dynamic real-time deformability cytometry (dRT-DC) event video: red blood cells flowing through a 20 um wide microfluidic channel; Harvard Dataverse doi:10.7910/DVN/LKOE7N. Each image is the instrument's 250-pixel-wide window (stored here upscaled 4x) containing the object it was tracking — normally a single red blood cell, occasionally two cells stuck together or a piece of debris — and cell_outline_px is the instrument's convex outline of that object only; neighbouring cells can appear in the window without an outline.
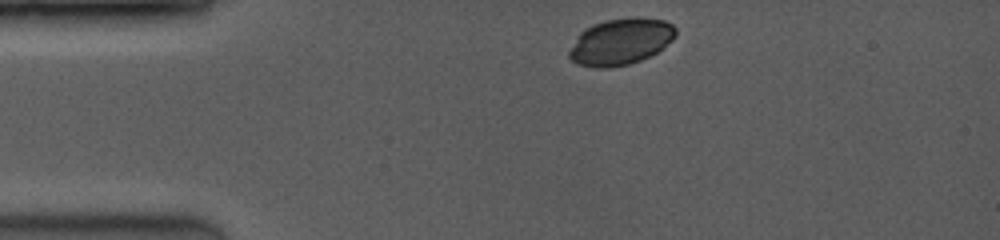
{"species": "common noctule bat (a hibernating species)", "species_latin": "Nyctalus noctula", "temperature_condition": "room temperature", "stored_images_in_passage": 3, "camera_frame_rate_fps": 3500, "um_per_image_px": 0.085, "animal": {"sex": "female", "body_mass_g": 19.0, "forearm_length_mm": 53.3}, "frame": {"image": 1, "passage_image": 1, "time_ms": 0.0, "image_size_px": [1000, 240], "cell_outline_px": [[676, 36], [672, 40], [656, 52], [640, 60], [628, 64], [608, 68], [596, 68], [576, 64], [568, 56], [568, 52], [580, 32], [592, 24], [608, 20], [664, 20], [672, 24], [676, 28]], "centroid_in_image_um": [52.71, 3.59], "position_along_channel_um": 32.3, "area_um2": 27.98}}